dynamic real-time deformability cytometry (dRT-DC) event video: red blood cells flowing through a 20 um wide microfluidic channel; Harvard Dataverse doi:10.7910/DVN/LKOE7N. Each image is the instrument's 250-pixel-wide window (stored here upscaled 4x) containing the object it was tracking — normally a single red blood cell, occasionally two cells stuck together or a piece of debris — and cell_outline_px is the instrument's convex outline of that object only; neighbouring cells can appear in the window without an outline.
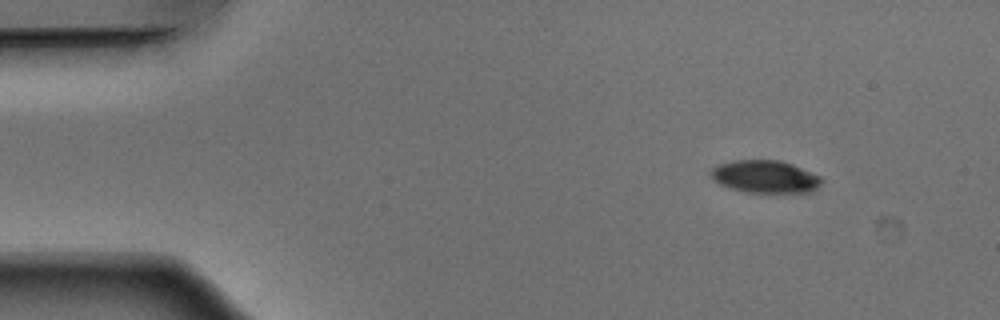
{"species": "Egyptian fruit bat (a non-hibernating species)", "species_latin": "Rousettus aegyptiacus", "temperature_condition": "warm", "stored_images_in_passage": 47, "camera_frame_rate_fps": 3000, "um_per_image_px": 0.085, "animal": {"sex": "male"}, "frame": {"image": 1, "passage_image": 1, "time_ms": 0.0, "image_size_px": [1000, 320], "cell_outline_px": [[824, 180], [816, 188], [808, 192], [744, 192], [728, 188], [712, 180], [708, 176], [708, 172], [712, 168], [720, 164], [732, 160], [780, 160], [792, 164], [820, 176]], "centroid_in_image_um": [64.97, 15.01], "position_along_channel_um": 20.0, "area_um2": 21.15}}
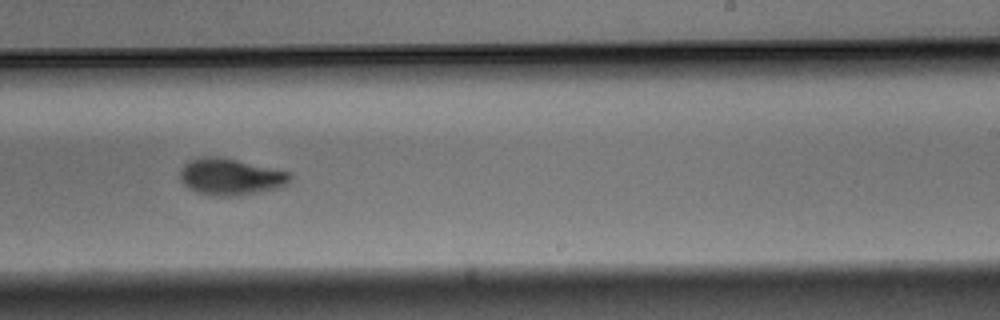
{"frame": {"image": 2, "passage_image": 27, "time_ms": 8.667, "image_size_px": [1000, 320], "cell_outline_px": [[292, 176], [288, 184], [284, 188], [240, 196], [212, 196], [196, 192], [188, 188], [180, 180], [180, 172], [184, 164], [188, 160], [200, 156], [220, 156], [292, 172]], "centroid_in_image_um": [19.64, 15.03], "position_along_channel_um": 269.4, "area_um2": 24.22}}
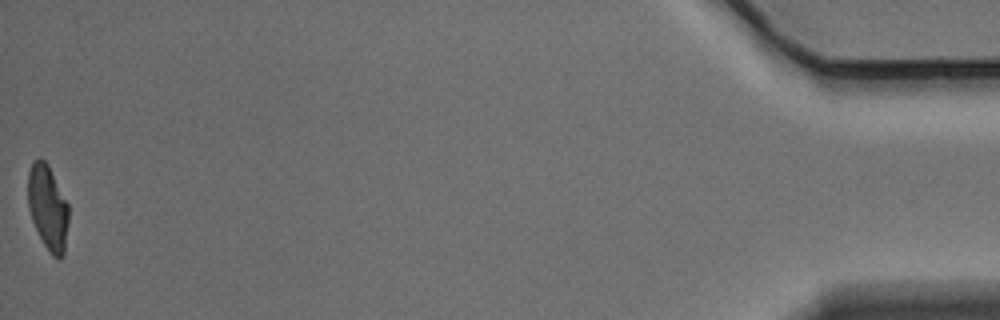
{"frame": {"image": 3, "passage_image": 47, "time_ms": 15.333, "image_size_px": [1000, 320], "cell_outline_px": [[68, 224], [64, 256], [60, 260], [52, 256], [48, 252], [32, 220], [28, 208], [28, 172], [32, 160], [40, 156], [48, 164], [68, 204]], "centroid_in_image_um": [4.06, 17.64], "position_along_channel_um": 431.1, "area_um2": 20.35}, "authors_computed_cell_mechanics": {"area_um2": 22.9466, "velocity_mm_per_s": 3.8885, "shape_relaxation_time_tau1_ms": 3.2217, "shape_relaxation_time_tau2_ms": 3.7103, "deformation_change_tau1": 0.1416, "deformation_change_tau2": 0.0875}}